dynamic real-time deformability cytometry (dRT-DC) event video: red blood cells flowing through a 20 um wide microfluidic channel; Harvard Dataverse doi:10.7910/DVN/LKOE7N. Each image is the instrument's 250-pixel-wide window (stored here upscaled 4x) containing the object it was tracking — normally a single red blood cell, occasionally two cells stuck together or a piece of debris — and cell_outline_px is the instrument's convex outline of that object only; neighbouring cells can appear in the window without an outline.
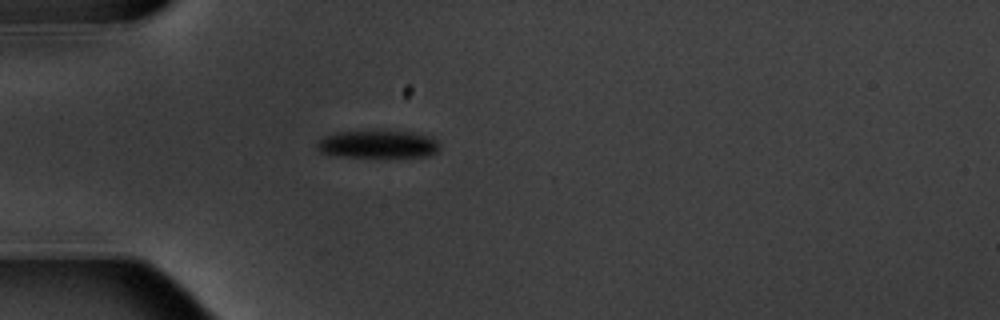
{"species": "common noctule bat (a hibernating species)", "species_latin": "Nyctalus noctula", "temperature_condition": "warm", "stored_images_in_passage": 2, "camera_frame_rate_fps": 3000, "um_per_image_px": 0.085, "animal": {"sex": "male", "body_mass_g": 20.1, "forearm_length_mm": 53.5}, "frame": {"image": 1, "passage_image": 2, "time_ms": 1.333, "image_size_px": [1000, 320], "cell_outline_px": [[440, 148], [432, 156], [328, 156], [320, 152], [316, 148], [316, 144], [324, 136], [336, 132], [412, 132], [432, 136], [440, 144]], "centroid_in_image_um": [32.12, 12.27], "position_along_channel_um": 52.9, "area_um2": 19.59}}